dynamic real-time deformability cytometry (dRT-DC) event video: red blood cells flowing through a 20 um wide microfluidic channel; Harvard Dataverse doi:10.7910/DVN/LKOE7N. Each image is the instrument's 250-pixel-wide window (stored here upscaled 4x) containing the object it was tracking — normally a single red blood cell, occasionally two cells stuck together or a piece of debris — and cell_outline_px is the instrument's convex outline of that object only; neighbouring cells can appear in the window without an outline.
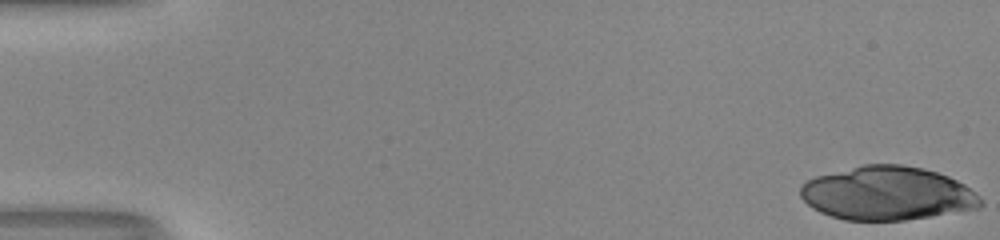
{"species": "human", "species_latin": "Homo sapiens", "temperature_condition": "room temperature", "stored_images_in_passage": 35, "camera_frame_rate_fps": 3000, "um_per_image_px": 0.085, "donor": {"sex": "male"}, "frame": {"image": 1, "passage_image": 1, "time_ms": 0.0, "image_size_px": [1000, 240], "cell_outline_px": [[984, 204], [980, 208], [904, 220], [844, 220], [820, 212], [812, 208], [800, 196], [800, 184], [816, 176], [864, 164], [900, 164], [924, 168], [948, 176], [964, 184], [980, 196], [984, 200]], "centroid_in_image_um": [75.43, 16.43], "position_along_channel_um": 9.6, "area_um2": 56.41}}